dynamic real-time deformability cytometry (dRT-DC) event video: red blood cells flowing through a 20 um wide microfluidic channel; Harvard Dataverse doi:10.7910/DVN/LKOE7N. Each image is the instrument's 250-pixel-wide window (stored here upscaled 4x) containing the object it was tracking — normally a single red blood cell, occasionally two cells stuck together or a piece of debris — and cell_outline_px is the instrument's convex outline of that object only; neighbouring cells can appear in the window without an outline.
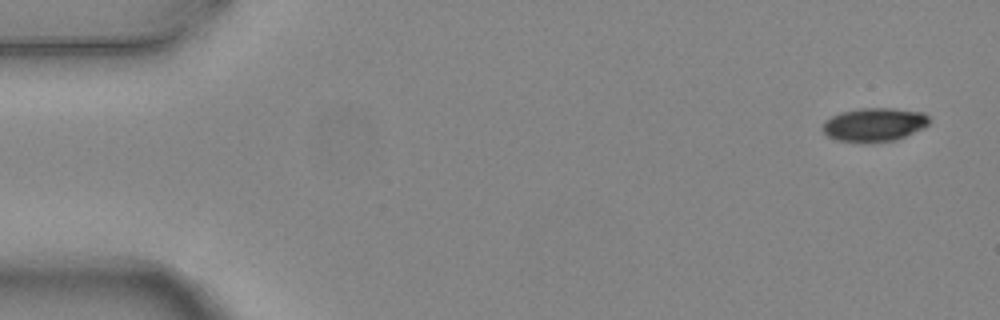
{"species": "common noctule bat (a hibernating species)", "species_latin": "Nyctalus noctula", "temperature_condition": "warm", "stored_images_in_passage": 5, "camera_frame_rate_fps": 3000, "um_per_image_px": 0.085, "animal": {"sex": "female", "body_mass_g": 24.6, "forearm_length_mm": 56.2}, "frame": {"image": 1, "passage_image": 1, "time_ms": 0.0, "image_size_px": [1000, 320], "cell_outline_px": [[928, 124], [924, 128], [896, 140], [868, 144], [860, 144], [836, 140], [828, 136], [820, 128], [824, 120], [840, 112], [860, 108], [892, 108], [924, 112], [928, 116]], "centroid_in_image_um": [74.27, 10.62], "position_along_channel_um": 10.7, "area_um2": 21.44}}
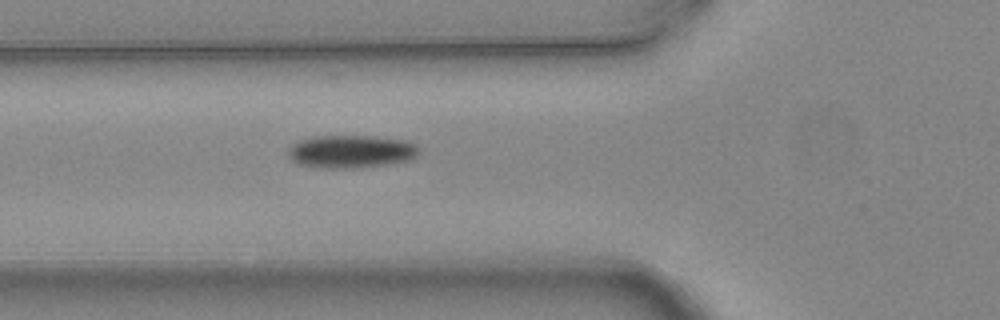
{"frame": {"image": 2, "passage_image": 5, "time_ms": 1.333, "image_size_px": [1000, 320], "cell_outline_px": [[420, 152], [412, 160], [388, 164], [356, 168], [320, 168], [300, 164], [292, 160], [288, 156], [288, 148], [292, 144], [300, 140], [312, 136], [372, 136], [404, 140], [416, 144]], "centroid_in_image_um": [29.84, 12.88], "position_along_channel_um": 96.0, "area_um2": 25.26}}